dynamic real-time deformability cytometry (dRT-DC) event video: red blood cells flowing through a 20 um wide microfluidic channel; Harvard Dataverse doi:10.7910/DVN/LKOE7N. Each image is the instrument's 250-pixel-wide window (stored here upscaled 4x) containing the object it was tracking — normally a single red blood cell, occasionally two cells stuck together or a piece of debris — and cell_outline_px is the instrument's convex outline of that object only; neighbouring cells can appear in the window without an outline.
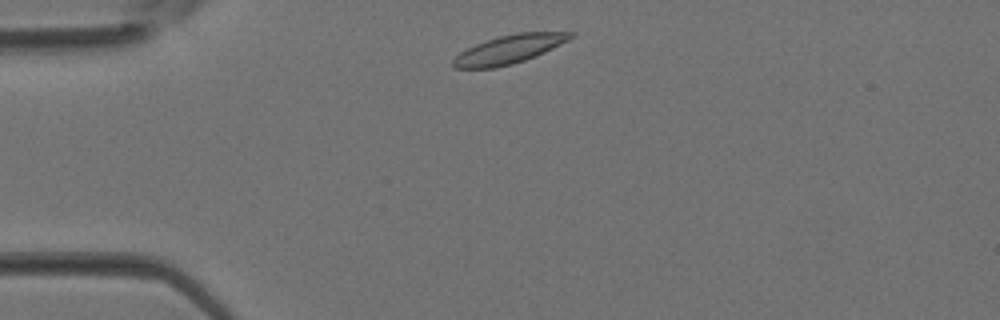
{"species": "Egyptian fruit bat (a non-hibernating species)", "species_latin": "Rousettus aegyptiacus", "temperature_condition": "room temperature", "stored_images_in_passage": 31, "camera_frame_rate_fps": 3000, "um_per_image_px": 0.085, "animal": {"sex": "female"}, "frame": {"image": 1, "passage_image": 2, "time_ms": 0.333, "image_size_px": [1000, 320], "cell_outline_px": [[576, 36], [536, 56], [512, 64], [496, 68], [452, 68], [452, 60], [460, 52], [476, 44], [500, 36], [516, 32], [576, 32]], "centroid_in_image_um": [43.28, 4.19], "position_along_channel_um": 41.7, "area_um2": 19.42}}
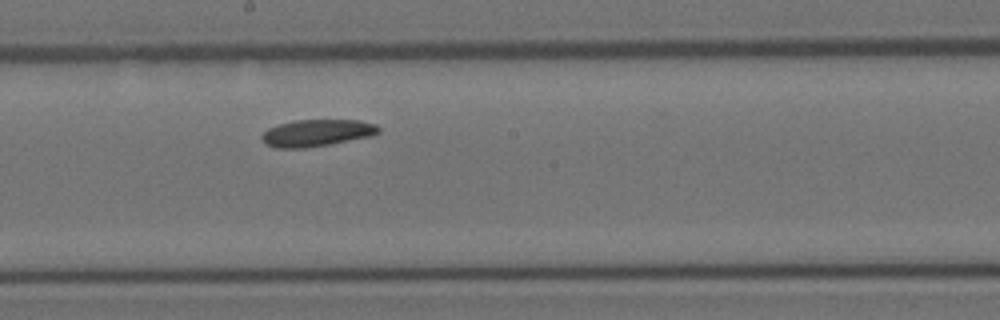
{"frame": {"image": 2, "passage_image": 14, "time_ms": 4.333, "image_size_px": [1000, 320], "cell_outline_px": [[380, 132], [372, 136], [328, 144], [304, 148], [276, 148], [268, 144], [260, 136], [268, 128], [280, 124], [296, 120], [360, 120], [376, 124], [380, 128]], "centroid_in_image_um": [26.97, 11.29], "position_along_channel_um": 221.2, "area_um2": 18.15}}
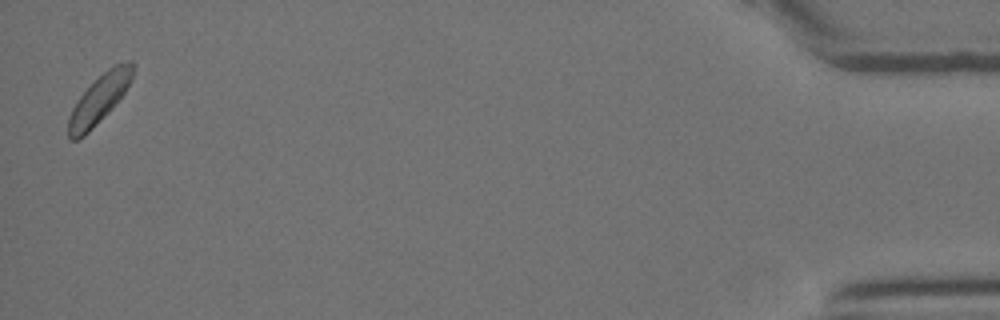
{"frame": {"image": 3, "passage_image": 31, "time_ms": 10.0, "image_size_px": [1000, 320], "cell_outline_px": [[132, 80], [124, 92], [112, 108], [84, 136], [76, 140], [72, 140], [68, 136], [68, 116], [76, 100], [108, 68], [116, 64], [128, 60], [132, 60]], "centroid_in_image_um": [8.41, 8.44], "position_along_channel_um": 426.8, "area_um2": 17.74}}